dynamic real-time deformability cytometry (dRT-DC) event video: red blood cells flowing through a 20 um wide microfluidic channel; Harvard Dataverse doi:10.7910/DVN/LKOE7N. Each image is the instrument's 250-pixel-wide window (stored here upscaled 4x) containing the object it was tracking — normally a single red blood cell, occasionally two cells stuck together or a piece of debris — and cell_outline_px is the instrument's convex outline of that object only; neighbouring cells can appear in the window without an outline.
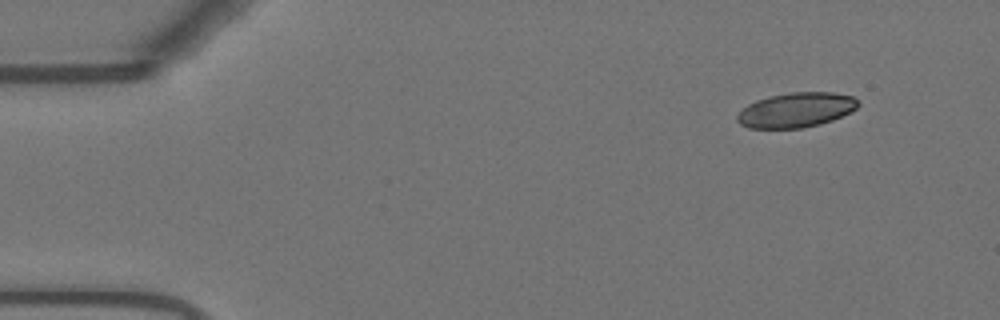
{"species": "Egyptian fruit bat (a non-hibernating species)", "species_latin": "Rousettus aegyptiacus", "temperature_condition": "warm", "stored_images_in_passage": 50, "camera_frame_rate_fps": 3000, "um_per_image_px": 0.085, "animal": {"sex": "female"}, "frame": {"image": 1, "passage_image": 1, "time_ms": 0.0, "image_size_px": [1000, 320], "cell_outline_px": [[860, 104], [856, 108], [832, 120], [820, 124], [800, 128], [748, 128], [740, 124], [736, 120], [736, 116], [748, 104], [756, 100], [768, 96], [792, 92], [832, 92], [852, 96], [860, 100]], "centroid_in_image_um": [67.66, 9.34], "position_along_channel_um": 17.3, "area_um2": 24.45}}
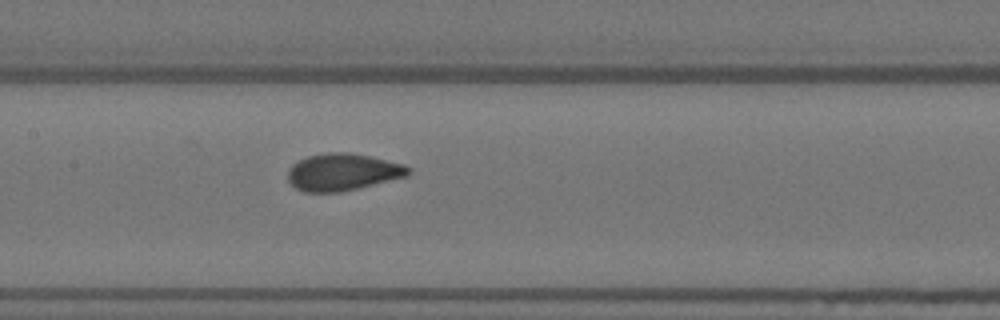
{"frame": {"image": 2, "passage_image": 22, "time_ms": 7.0, "image_size_px": [1000, 320], "cell_outline_px": [[412, 168], [408, 176], [340, 192], [304, 192], [296, 188], [288, 180], [288, 168], [292, 164], [308, 156], [328, 152], [348, 152], [368, 156], [404, 164]], "centroid_in_image_um": [29.13, 14.62], "position_along_channel_um": 178.3, "area_um2": 25.95}}
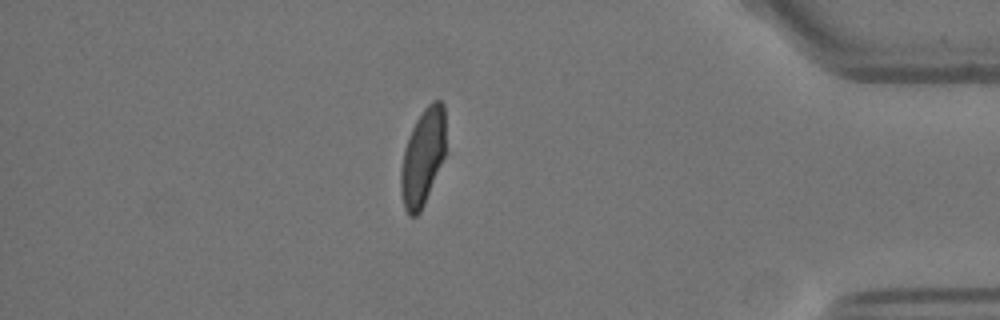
{"frame": {"image": 3, "passage_image": 43, "time_ms": 14.0, "image_size_px": [1000, 320], "cell_outline_px": [[444, 156], [424, 204], [420, 212], [416, 216], [408, 216], [404, 208], [400, 192], [400, 172], [404, 152], [412, 128], [416, 120], [424, 108], [432, 100], [440, 100], [444, 104]], "centroid_in_image_um": [35.91, 13.38], "position_along_channel_um": 399.3, "area_um2": 24.91}, "authors_computed_cell_mechanics": {"area_um2": 25.8944, "velocity_mm_per_s": 3.6957, "shape_relaxation_time_tau1_ms": 5.0505, "shape_relaxation_time_tau2_ms": null, "deformation_change_tau1": 0.1706, "deformation_change_tau2": null}}